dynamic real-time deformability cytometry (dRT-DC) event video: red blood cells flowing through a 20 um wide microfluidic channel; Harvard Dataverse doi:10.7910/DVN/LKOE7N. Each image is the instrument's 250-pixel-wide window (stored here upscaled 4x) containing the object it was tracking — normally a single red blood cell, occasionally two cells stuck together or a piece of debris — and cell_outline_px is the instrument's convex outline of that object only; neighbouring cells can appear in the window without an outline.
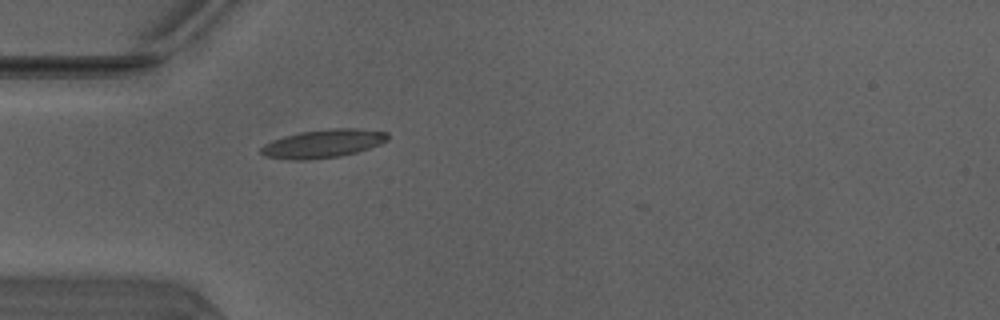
{"species": "Egyptian fruit bat (a non-hibernating species)", "species_latin": "Rousettus aegyptiacus", "temperature_condition": "warm", "stored_images_in_passage": 5, "camera_frame_rate_fps": 3000, "um_per_image_px": 0.085, "animal": {"sex": "male"}, "frame": {"image": 1, "passage_image": 1, "time_ms": 0.0, "image_size_px": [1000, 320], "cell_outline_px": [[388, 140], [380, 144], [356, 152], [340, 156], [304, 160], [300, 160], [264, 156], [260, 152], [260, 148], [264, 144], [272, 140], [284, 136], [300, 132], [328, 128], [356, 128], [388, 132]], "centroid_in_image_um": [27.46, 12.19], "position_along_channel_um": 57.5, "area_um2": 20.81}}